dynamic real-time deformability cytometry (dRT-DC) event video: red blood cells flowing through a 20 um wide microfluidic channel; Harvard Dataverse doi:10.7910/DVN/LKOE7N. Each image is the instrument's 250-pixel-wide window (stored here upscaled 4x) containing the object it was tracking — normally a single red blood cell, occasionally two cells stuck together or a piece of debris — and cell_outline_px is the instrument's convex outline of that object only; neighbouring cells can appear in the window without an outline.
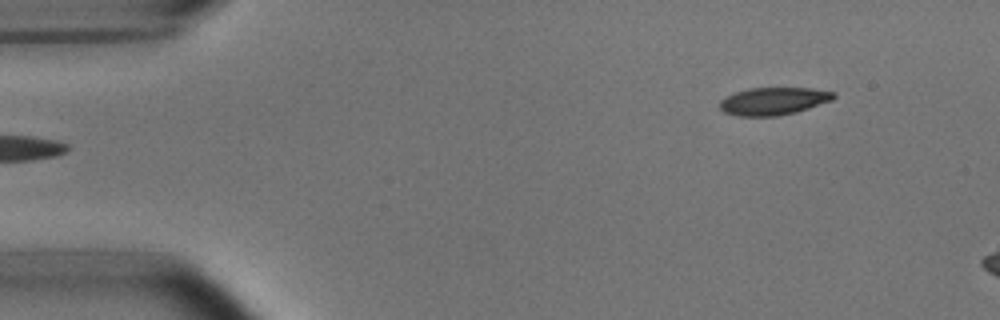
{"species": "common noctule bat (a hibernating species)", "species_latin": "Nyctalus noctula", "temperature_condition": "room temperature", "stored_images_in_passage": 6, "camera_frame_rate_fps": 3000, "um_per_image_px": 0.085, "animal": {"sex": "male", "body_mass_g": 15.6}, "frame": {"image": 1, "passage_image": 1, "time_ms": 0.0, "image_size_px": [1000, 320], "cell_outline_px": [[836, 96], [832, 100], [796, 112], [776, 116], [736, 116], [724, 112], [720, 108], [720, 100], [736, 92], [748, 88], [812, 88], [836, 92]], "centroid_in_image_um": [65.76, 8.59], "position_along_channel_um": 19.2, "area_um2": 18.26}}